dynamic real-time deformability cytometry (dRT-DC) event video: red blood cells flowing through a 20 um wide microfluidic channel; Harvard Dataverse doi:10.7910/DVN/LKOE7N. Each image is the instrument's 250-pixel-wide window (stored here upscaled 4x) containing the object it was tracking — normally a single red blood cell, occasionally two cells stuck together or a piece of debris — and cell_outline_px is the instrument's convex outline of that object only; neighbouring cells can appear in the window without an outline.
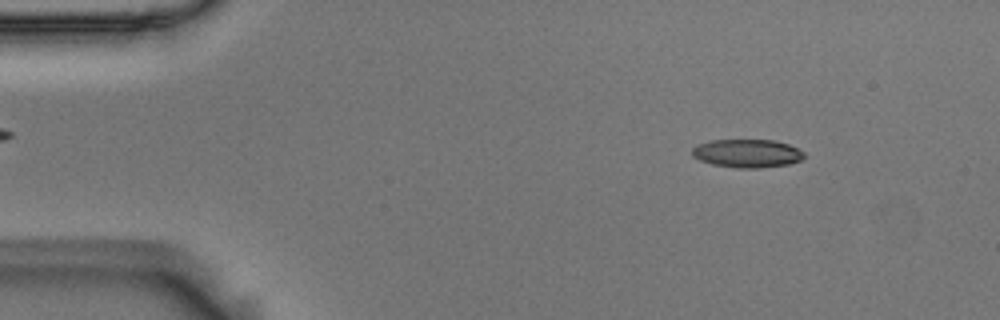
{"species": "Egyptian fruit bat (a non-hibernating species)", "species_latin": "Rousettus aegyptiacus", "temperature_condition": "room temperature", "stored_images_in_passage": 54, "camera_frame_rate_fps": 3000, "um_per_image_px": 0.085, "animal": {"sex": "male"}, "frame": {"image": 1, "passage_image": 6, "time_ms": 1.667, "image_size_px": [1000, 320], "cell_outline_px": [[804, 156], [800, 160], [788, 164], [760, 168], [736, 168], [712, 164], [700, 160], [692, 156], [692, 148], [696, 144], [712, 140], [772, 140], [788, 144], [804, 152]], "centroid_in_image_um": [63.47, 13.04], "position_along_channel_um": 21.5, "area_um2": 18.44}}
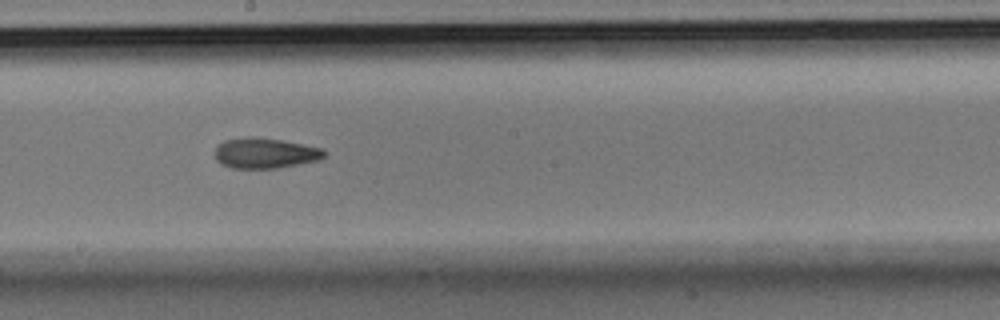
{"frame": {"image": 2, "passage_image": 29, "time_ms": 9.333, "image_size_px": [1000, 320], "cell_outline_px": [[324, 156], [320, 160], [276, 168], [232, 168], [220, 164], [216, 160], [216, 144], [224, 140], [252, 136], [280, 140], [324, 148]], "centroid_in_image_um": [22.5, 13.01], "position_along_channel_um": 225.7, "area_um2": 19.36}}
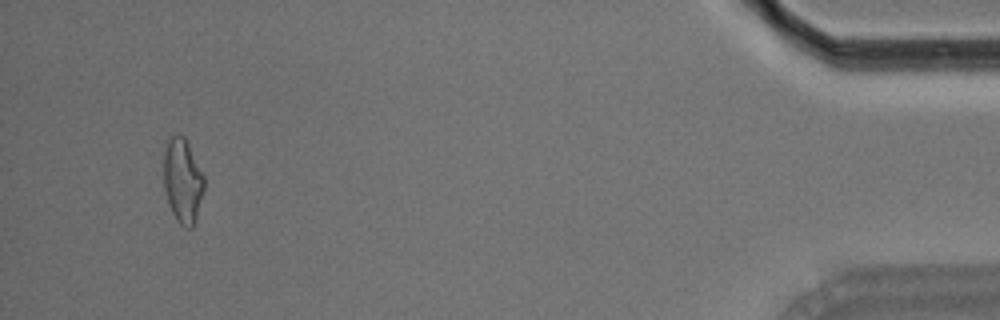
{"frame": {"image": 3, "passage_image": 51, "time_ms": 16.667, "image_size_px": [1000, 320], "cell_outline_px": [[204, 192], [196, 220], [192, 228], [184, 228], [176, 220], [172, 212], [164, 188], [164, 152], [168, 140], [172, 136], [184, 136], [204, 176]], "centroid_in_image_um": [15.54, 15.41], "position_along_channel_um": 419.7, "area_um2": 19.77}, "authors_computed_cell_mechanics": {"area_um2": 19.2763, "velocity_mm_per_s": 3.668, "shape_relaxation_time_tau1_ms": null, "shape_relaxation_time_tau2_ms": 4.0103, "deformation_change_tau1": null, "deformation_change_tau2": 0.1192}}